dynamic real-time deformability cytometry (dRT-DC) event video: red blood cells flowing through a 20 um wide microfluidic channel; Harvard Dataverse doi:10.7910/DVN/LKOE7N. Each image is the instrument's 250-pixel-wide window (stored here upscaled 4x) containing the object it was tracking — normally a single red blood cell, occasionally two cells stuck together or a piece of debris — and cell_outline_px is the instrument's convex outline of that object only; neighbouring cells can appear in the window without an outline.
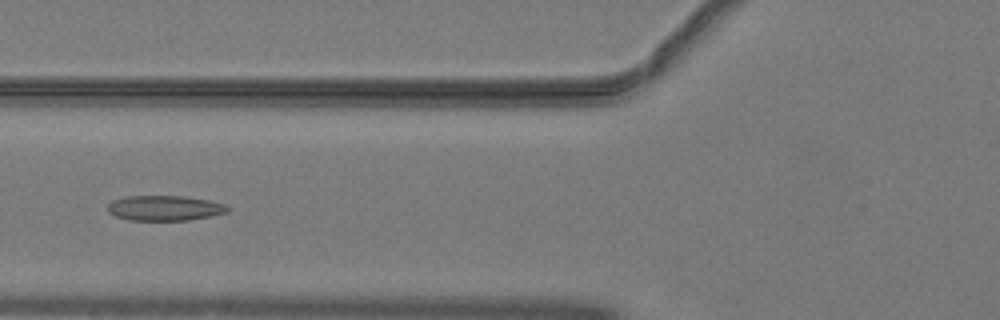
{"species": "common noctule bat (a hibernating species)", "species_latin": "Nyctalus noctula", "temperature_condition": "warm", "stored_images_in_passage": 52, "camera_frame_rate_fps": 3000, "um_per_image_px": 0.085, "animal": {"sex": "male", "body_mass_g": 19.2, "forearm_length_mm": 51.8}, "frame": {"image": 1, "passage_image": 21, "time_ms": 6.667, "image_size_px": [1000, 320], "cell_outline_px": [[232, 208], [228, 212], [212, 216], [188, 220], [128, 220], [116, 216], [108, 212], [108, 204], [112, 200], [128, 196], [184, 196], [208, 200], [228, 204]], "centroid_in_image_um": [14.05, 17.68], "position_along_channel_um": 111.7, "area_um2": 17.74}}
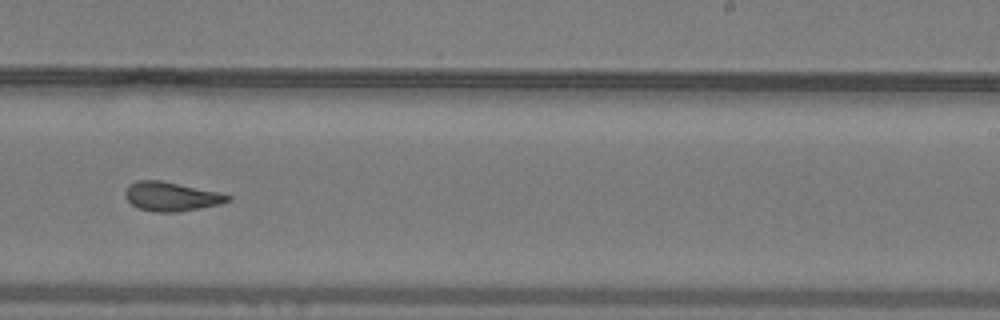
{"frame": {"image": 2, "passage_image": 33, "time_ms": 10.667, "image_size_px": [1000, 320], "cell_outline_px": [[232, 200], [220, 204], [180, 212], [156, 212], [140, 208], [132, 204], [124, 196], [124, 192], [128, 184], [136, 180], [160, 180], [220, 192], [232, 196]], "centroid_in_image_um": [14.57, 16.69], "position_along_channel_um": 274.4, "area_um2": 17.51}}
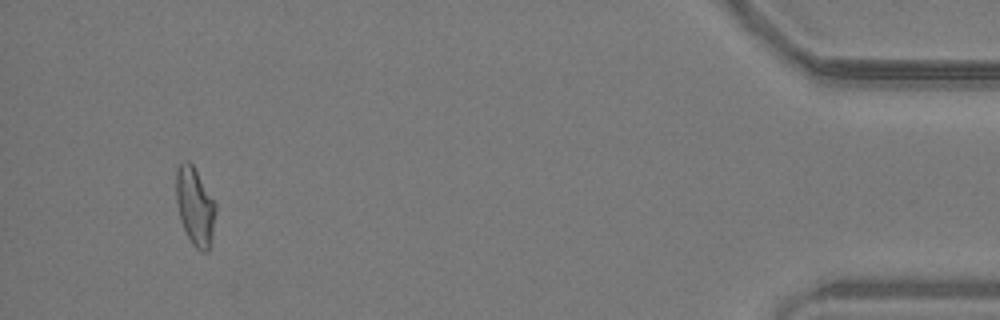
{"frame": {"image": 3, "passage_image": 49, "time_ms": 16.0, "image_size_px": [1000, 320], "cell_outline_px": [[216, 212], [208, 252], [200, 252], [192, 244], [180, 220], [176, 204], [176, 168], [184, 160], [188, 160], [192, 164], [216, 204]], "centroid_in_image_um": [16.55, 17.53], "position_along_channel_um": 418.6, "area_um2": 17.86}, "authors_computed_cell_mechanics": {"area_um2": 17.918, "velocity_mm_per_s": 4.0794, "shape_relaxation_time_tau1_ms": null, "shape_relaxation_time_tau2_ms": 2.6033, "deformation_change_tau1": null, "deformation_change_tau2": 0.0991}}